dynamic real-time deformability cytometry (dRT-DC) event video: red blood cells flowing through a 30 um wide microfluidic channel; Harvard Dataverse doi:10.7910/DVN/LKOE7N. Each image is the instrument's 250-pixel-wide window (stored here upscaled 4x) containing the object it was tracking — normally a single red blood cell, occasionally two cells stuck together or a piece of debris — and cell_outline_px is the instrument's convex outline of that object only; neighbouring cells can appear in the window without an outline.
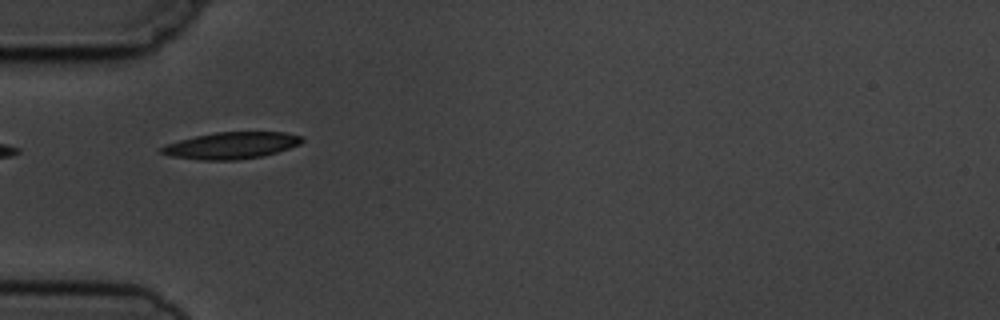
{"species": "common noctule bat (a hibernating species)", "species_latin": "Nyctalus noctula", "temperature_condition": "cold", "stored_images_in_passage": 6, "camera_frame_rate_fps": 3000, "um_per_image_px": 0.085, "animal": {"sex": "male", "body_mass_g": 19.5, "forearm_length_mm": 54.6}, "frame": {"image": 1, "passage_image": 4, "time_ms": 3.667, "image_size_px": [1000, 320], "cell_outline_px": [[304, 140], [300, 144], [264, 156], [236, 160], [200, 160], [172, 156], [160, 152], [156, 148], [180, 140], [196, 136], [216, 132], [284, 132], [304, 136]], "centroid_in_image_um": [19.67, 12.36], "position_along_channel_um": 65.3, "area_um2": 21.85}}
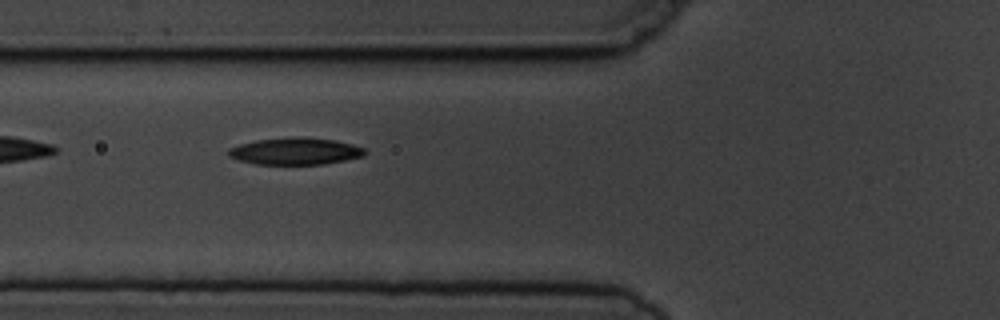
{"frame": {"image": 2, "passage_image": 5, "time_ms": 4.667, "image_size_px": [1000, 320], "cell_outline_px": [[368, 152], [364, 156], [324, 164], [256, 164], [240, 160], [228, 156], [228, 148], [240, 144], [256, 140], [292, 136], [304, 136], [336, 140], [352, 144], [364, 148]], "centroid_in_image_um": [25.12, 12.83], "position_along_channel_um": 100.7, "area_um2": 21.62}}
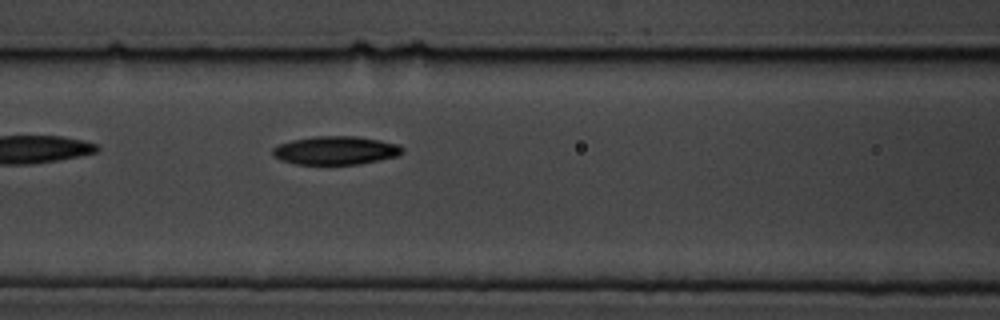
{"frame": {"image": 3, "passage_image": 6, "time_ms": 5.667, "image_size_px": [1000, 320], "cell_outline_px": [[404, 152], [400, 156], [360, 164], [296, 164], [280, 160], [272, 152], [272, 148], [280, 144], [292, 140], [316, 136], [356, 136], [380, 140], [396, 144], [404, 148]], "centroid_in_image_um": [28.57, 12.79], "position_along_channel_um": 138.0, "area_um2": 21.5}}